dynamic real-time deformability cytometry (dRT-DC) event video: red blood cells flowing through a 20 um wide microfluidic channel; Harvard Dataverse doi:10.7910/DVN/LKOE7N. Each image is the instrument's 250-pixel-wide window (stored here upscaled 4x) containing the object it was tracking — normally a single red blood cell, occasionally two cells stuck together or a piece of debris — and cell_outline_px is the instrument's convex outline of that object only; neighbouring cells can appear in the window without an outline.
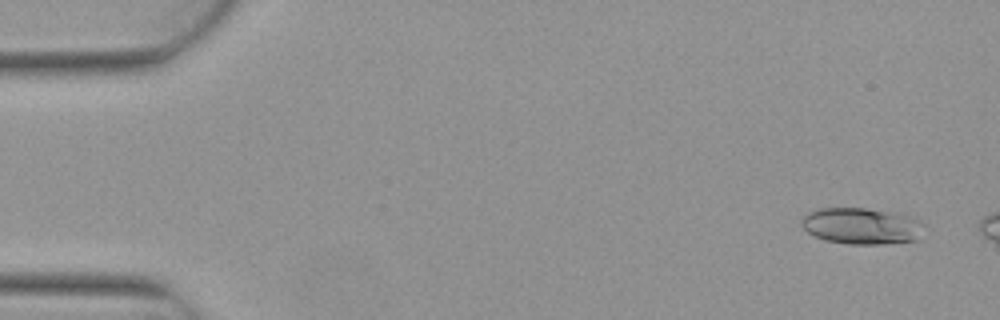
{"species": "Egyptian fruit bat (a non-hibernating species)", "species_latin": "Rousettus aegyptiacus", "temperature_condition": "warm", "stored_images_in_passage": 2, "camera_frame_rate_fps": 3000, "um_per_image_px": 0.085, "animal": {"sex": "female"}, "frame": {"image": 1, "passage_image": 1, "time_ms": 0.0, "image_size_px": [1000, 320], "cell_outline_px": [[924, 224], [916, 240], [884, 244], [848, 244], [824, 240], [808, 232], [800, 224], [800, 220], [808, 212], [820, 208], [864, 208], [900, 212], [916, 216]], "centroid_in_image_um": [73.26, 19.19], "position_along_channel_um": 11.7, "area_um2": 26.36}}